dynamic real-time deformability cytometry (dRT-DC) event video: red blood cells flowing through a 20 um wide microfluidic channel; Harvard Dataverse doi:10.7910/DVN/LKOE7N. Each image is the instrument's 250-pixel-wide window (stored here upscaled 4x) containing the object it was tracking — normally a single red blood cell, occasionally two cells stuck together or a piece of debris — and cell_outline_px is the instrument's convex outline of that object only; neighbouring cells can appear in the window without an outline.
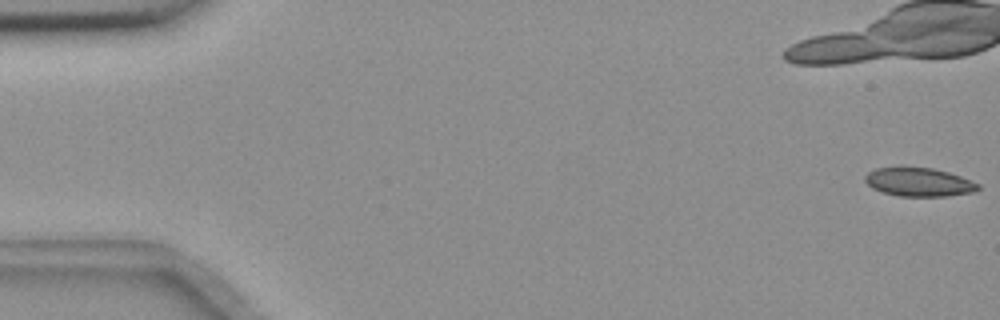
{"species": "common noctule bat (a hibernating species)", "species_latin": "Nyctalus noctula", "temperature_condition": "room temperature", "stored_images_in_passage": 34, "camera_frame_rate_fps": 3000, "um_per_image_px": 0.085, "animal": {"sex": "female", "body_mass_g": 18.4}, "frame": {"image": 1, "passage_image": 1, "time_ms": 0.0, "image_size_px": [1000, 320], "cell_outline_px": [[980, 188], [972, 192], [948, 196], [896, 196], [872, 188], [864, 180], [864, 176], [868, 172], [876, 168], [900, 164], [904, 164], [932, 168], [948, 172], [960, 176], [980, 184]], "centroid_in_image_um": [78.05, 15.43], "position_along_channel_um": 7.0, "area_um2": 19.48}}
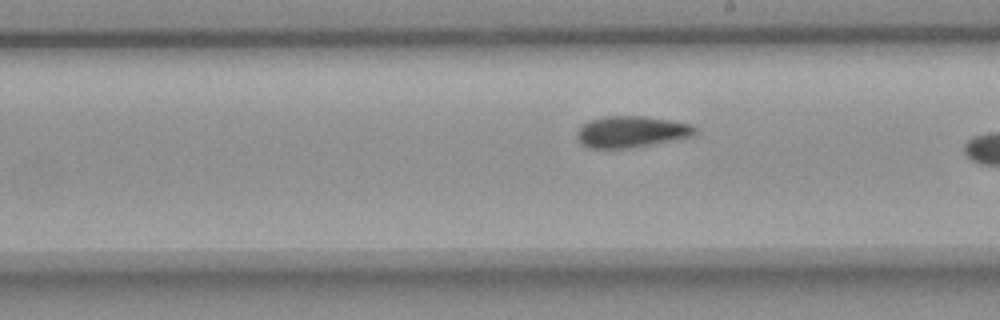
{"frame": {"image": 2, "passage_image": 29, "time_ms": 9.333, "image_size_px": [1000, 320], "cell_outline_px": [[696, 132], [692, 136], [676, 140], [632, 148], [588, 148], [580, 144], [576, 136], [576, 132], [588, 120], [604, 116], [644, 116], [692, 124], [696, 128]], "centroid_in_image_um": [53.64, 11.21], "position_along_channel_um": 235.4, "area_um2": 21.79}}